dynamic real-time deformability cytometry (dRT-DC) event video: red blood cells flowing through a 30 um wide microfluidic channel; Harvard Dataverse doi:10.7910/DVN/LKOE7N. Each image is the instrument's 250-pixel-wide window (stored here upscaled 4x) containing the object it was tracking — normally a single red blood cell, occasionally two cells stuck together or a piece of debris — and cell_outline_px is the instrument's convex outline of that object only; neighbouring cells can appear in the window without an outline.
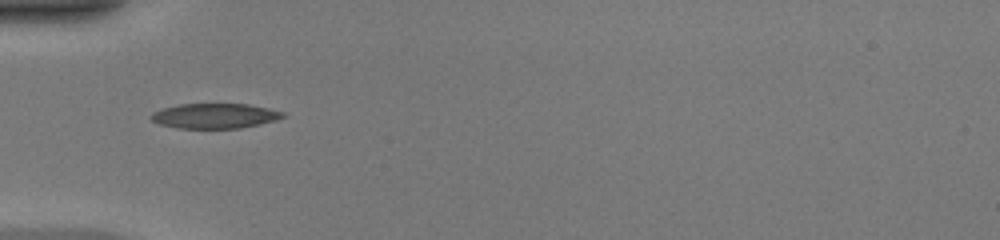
{"species": "common noctule bat (a hibernating species)", "species_latin": "Nyctalus noctula", "temperature_condition": "warm", "stored_images_in_passage": 29, "camera_frame_rate_fps": 3000, "um_per_image_px": 0.085, "animal": {"sex": "female", "body_mass_g": 20.0, "forearm_length_mm": 54.0}, "frame": {"image": 1, "passage_image": 1, "time_ms": 0.0, "image_size_px": [1000, 240], "cell_outline_px": [[288, 116], [276, 120], [260, 124], [240, 128], [176, 128], [160, 124], [152, 120], [148, 116], [152, 112], [164, 108], [180, 104], [248, 104], [268, 108], [284, 112]], "centroid_in_image_um": [18.27, 9.85], "position_along_channel_um": 66.7, "area_um2": 19.25}}
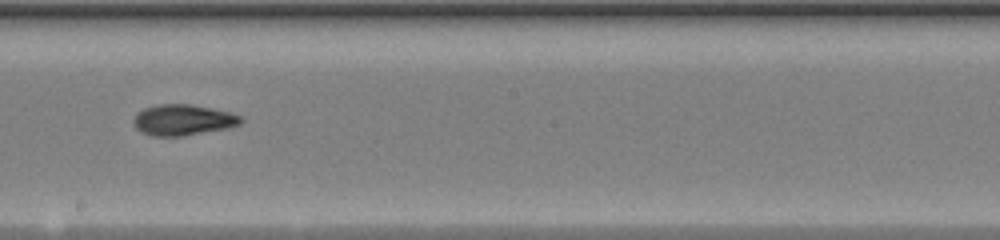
{"frame": {"image": 2, "passage_image": 13, "time_ms": 4.0, "image_size_px": [1000, 240], "cell_outline_px": [[244, 120], [240, 124], [228, 128], [184, 136], [152, 136], [140, 132], [132, 124], [132, 120], [136, 112], [144, 108], [156, 104], [192, 104], [232, 112], [240, 116]], "centroid_in_image_um": [15.53, 10.19], "position_along_channel_um": 232.7, "area_um2": 19.71}}
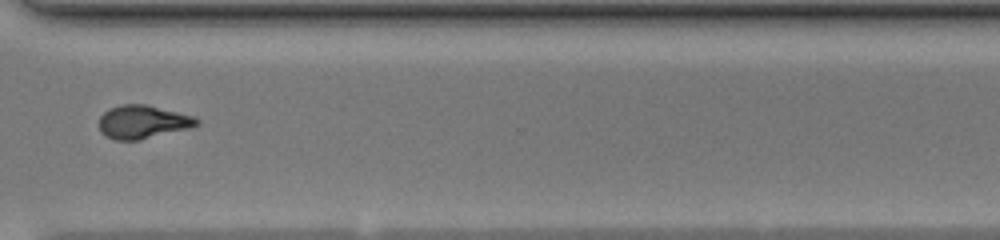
{"frame": {"image": 3, "passage_image": 22, "time_ms": 7.0, "image_size_px": [1000, 240], "cell_outline_px": [[200, 124], [192, 128], [140, 140], [116, 140], [104, 136], [100, 132], [100, 116], [104, 112], [120, 104], [144, 104], [196, 116], [200, 120]], "centroid_in_image_um": [12.18, 10.37], "position_along_channel_um": 358.4, "area_um2": 19.19}, "authors_computed_cell_mechanics": {"area_um2": 19.074, "velocity_mm_per_s": 4.1902, "shape_relaxation_time_tau1_ms": 7.9255, "shape_relaxation_time_tau2_ms": 3.8843, "deformation_change_tau1": 0.2339, "deformation_change_tau2": 0.098}}